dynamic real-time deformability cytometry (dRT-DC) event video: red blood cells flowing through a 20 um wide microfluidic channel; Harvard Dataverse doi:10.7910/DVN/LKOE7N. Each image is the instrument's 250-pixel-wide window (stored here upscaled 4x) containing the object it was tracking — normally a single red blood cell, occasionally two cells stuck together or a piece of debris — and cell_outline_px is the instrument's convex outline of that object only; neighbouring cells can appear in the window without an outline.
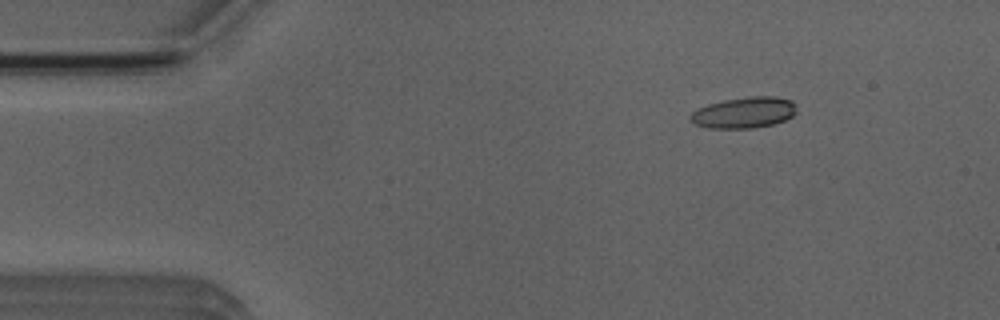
{"species": "Egyptian fruit bat (a non-hibernating species)", "species_latin": "Rousettus aegyptiacus", "temperature_condition": "room temperature", "stored_images_in_passage": 4, "camera_frame_rate_fps": 3000, "um_per_image_px": 0.085, "animal": {"sex": "male"}, "frame": {"image": 1, "passage_image": 2, "time_ms": 2.0, "image_size_px": [1000, 320], "cell_outline_px": [[796, 112], [792, 116], [784, 120], [772, 124], [752, 128], [708, 128], [696, 124], [688, 120], [688, 116], [696, 108], [708, 104], [724, 100], [752, 96], [776, 96], [792, 100], [796, 104]], "centroid_in_image_um": [63.23, 9.56], "position_along_channel_um": 21.8, "area_um2": 19.36}}